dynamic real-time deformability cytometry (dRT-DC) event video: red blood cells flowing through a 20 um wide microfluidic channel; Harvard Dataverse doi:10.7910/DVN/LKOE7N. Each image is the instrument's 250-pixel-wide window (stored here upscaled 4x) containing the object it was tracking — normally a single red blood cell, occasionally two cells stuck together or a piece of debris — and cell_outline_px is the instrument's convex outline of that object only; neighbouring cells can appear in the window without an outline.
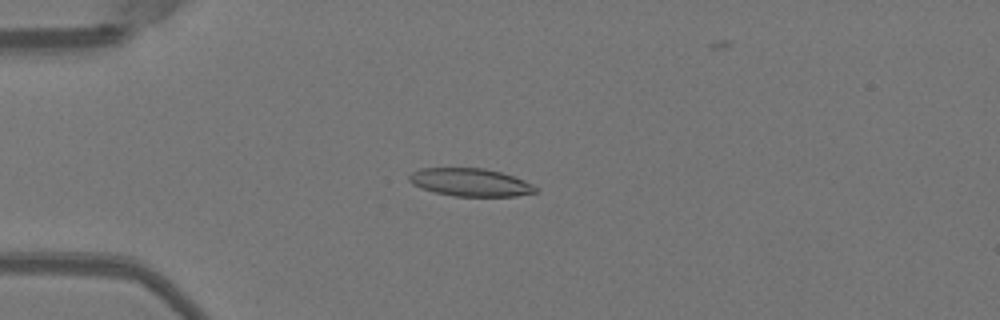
{"species": "Egyptian fruit bat (a non-hibernating species)", "species_latin": "Rousettus aegyptiacus", "temperature_condition": "warm", "stored_images_in_passage": 51, "camera_frame_rate_fps": 3000, "um_per_image_px": 0.085, "animal": {"sex": "female"}, "frame": {"image": 1, "passage_image": 13, "time_ms": 4.0, "image_size_px": [1000, 320], "cell_outline_px": [[540, 188], [536, 192], [516, 196], [456, 196], [436, 192], [420, 188], [412, 184], [408, 180], [408, 176], [412, 172], [420, 168], [484, 168], [500, 172], [524, 180]], "centroid_in_image_um": [39.97, 15.49], "position_along_channel_um": 45.0, "area_um2": 20.52}}
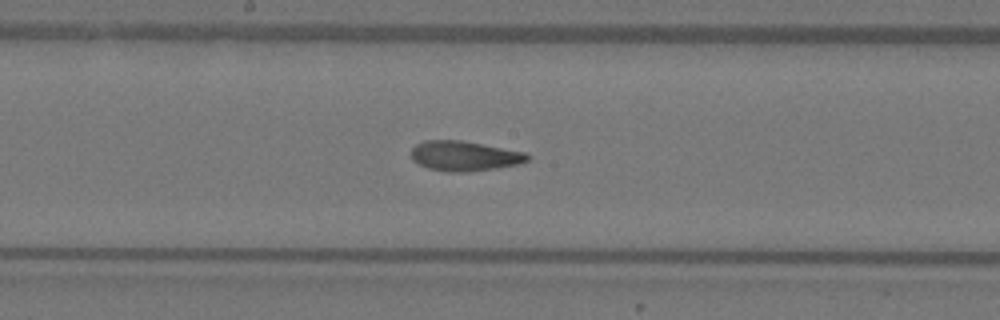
{"frame": {"image": 2, "passage_image": 27, "time_ms": 8.667, "image_size_px": [1000, 320], "cell_outline_px": [[532, 156], [528, 160], [520, 164], [496, 168], [468, 172], [448, 172], [428, 168], [412, 160], [412, 148], [416, 144], [424, 140], [460, 140], [528, 152]], "centroid_in_image_um": [39.52, 13.25], "position_along_channel_um": 208.7, "area_um2": 20.46}}
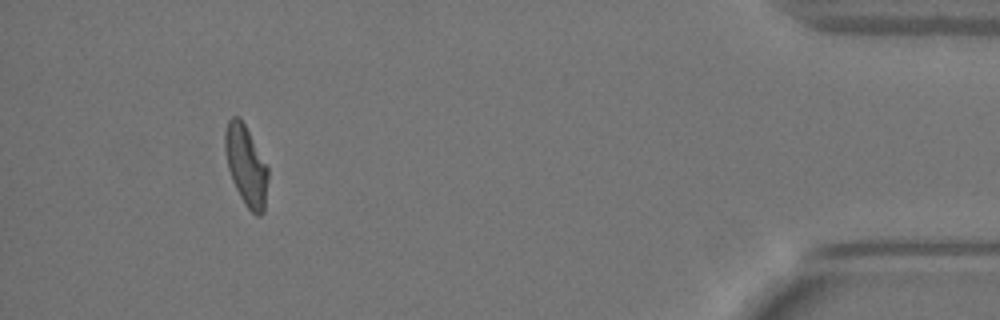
{"frame": {"image": 3, "passage_image": 47, "time_ms": 15.333, "image_size_px": [1000, 320], "cell_outline_px": [[268, 180], [264, 212], [260, 216], [256, 216], [244, 204], [232, 180], [228, 168], [224, 148], [224, 132], [228, 120], [232, 116], [240, 116], [268, 164]], "centroid_in_image_um": [20.92, 14.05], "position_along_channel_um": 414.3, "area_um2": 20.46}, "authors_computed_cell_mechanics": {"area_um2": 20.4034, "velocity_mm_per_s": 3.9904, "shape_relaxation_time_tau1_ms": null, "shape_relaxation_time_tau2_ms": 2.0136, "deformation_change_tau1": null, "deformation_change_tau2": 0.0909}}